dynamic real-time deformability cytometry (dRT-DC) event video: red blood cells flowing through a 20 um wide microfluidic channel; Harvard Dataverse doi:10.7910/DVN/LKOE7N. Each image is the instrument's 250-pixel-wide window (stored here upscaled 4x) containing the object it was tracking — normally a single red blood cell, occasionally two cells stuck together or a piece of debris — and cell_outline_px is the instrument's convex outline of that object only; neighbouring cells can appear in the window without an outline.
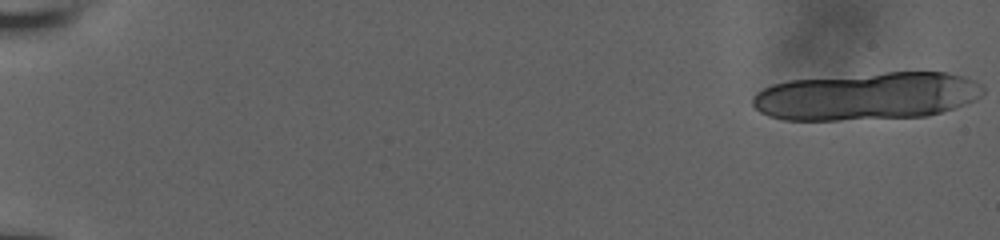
{"species": "human", "species_latin": "Homo sapiens", "temperature_condition": "room temperature", "stored_images_in_passage": 22, "camera_frame_rate_fps": 3000, "um_per_image_px": 0.085, "donor": {"sex": "male"}, "frame": {"image": 1, "passage_image": 1, "time_ms": 0.0, "image_size_px": [1000, 240], "cell_outline_px": [[984, 92], [976, 100], [928, 116], [836, 120], [784, 120], [768, 116], [760, 112], [752, 104], [752, 96], [756, 92], [772, 84], [788, 80], [884, 72], [944, 72], [964, 76], [980, 84], [984, 88]], "centroid_in_image_um": [73.65, 8.17], "position_along_channel_um": 11.3, "area_um2": 64.27}}